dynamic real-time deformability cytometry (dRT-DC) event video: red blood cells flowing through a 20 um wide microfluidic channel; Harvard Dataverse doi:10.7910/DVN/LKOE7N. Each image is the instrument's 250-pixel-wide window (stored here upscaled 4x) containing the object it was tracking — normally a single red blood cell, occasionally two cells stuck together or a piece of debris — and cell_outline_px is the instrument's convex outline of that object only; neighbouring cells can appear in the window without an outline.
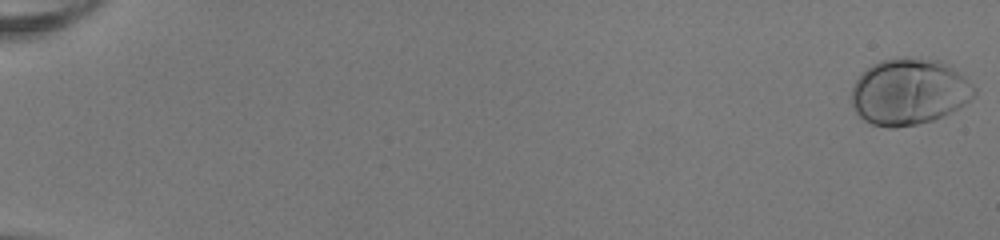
{"species": "human", "species_latin": "Homo sapiens", "temperature_condition": "room temperature", "stored_images_in_passage": 15, "camera_frame_rate_fps": 3000, "um_per_image_px": 0.085, "donor": {"sex": "female"}, "frame": {"image": 1, "passage_image": 1, "time_ms": 0.0, "image_size_px": [1000, 240], "cell_outline_px": [[976, 96], [960, 108], [932, 120], [916, 124], [896, 128], [888, 128], [872, 124], [864, 120], [856, 112], [852, 104], [852, 88], [860, 72], [872, 64], [880, 60], [900, 56], [908, 56], [940, 60], [964, 76], [976, 88]], "centroid_in_image_um": [77.27, 7.78], "position_along_channel_um": 7.7, "area_um2": 47.97}}